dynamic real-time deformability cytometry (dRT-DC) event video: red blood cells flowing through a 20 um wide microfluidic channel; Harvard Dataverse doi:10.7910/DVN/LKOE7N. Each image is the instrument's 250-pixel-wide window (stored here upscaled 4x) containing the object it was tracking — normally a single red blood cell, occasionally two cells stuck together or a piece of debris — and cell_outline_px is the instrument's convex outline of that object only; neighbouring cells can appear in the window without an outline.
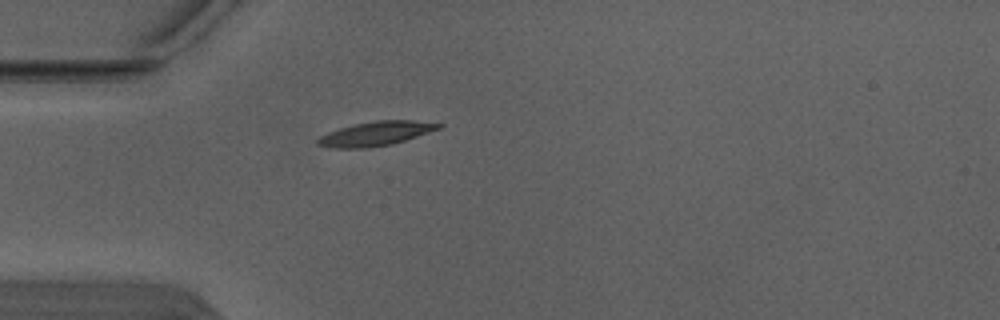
{"species": "Egyptian fruit bat (a non-hibernating species)", "species_latin": "Rousettus aegyptiacus", "temperature_condition": "warm", "stored_images_in_passage": 1, "camera_frame_rate_fps": 3000, "um_per_image_px": 0.085, "animal": {"sex": "male"}, "frame": {"image": 1, "passage_image": 1, "time_ms": 0.0, "image_size_px": [1000, 320], "cell_outline_px": [[444, 124], [440, 128], [392, 144], [364, 148], [332, 148], [316, 144], [316, 140], [320, 136], [328, 132], [352, 124], [376, 120], [412, 120]], "centroid_in_image_um": [31.9, 11.35], "position_along_channel_um": 53.1, "area_um2": 16.94}}